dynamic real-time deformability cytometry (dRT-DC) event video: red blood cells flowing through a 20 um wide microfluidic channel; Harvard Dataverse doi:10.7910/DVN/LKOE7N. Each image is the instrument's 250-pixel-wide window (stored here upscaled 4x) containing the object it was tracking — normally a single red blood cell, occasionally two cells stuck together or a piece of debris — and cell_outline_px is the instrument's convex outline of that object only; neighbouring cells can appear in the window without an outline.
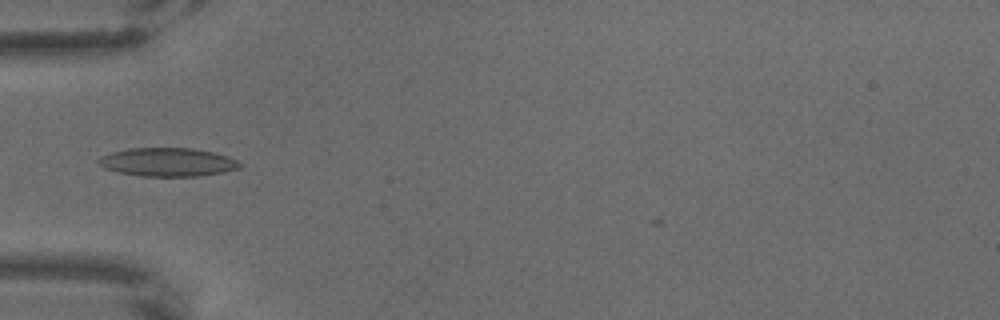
{"species": "common noctule bat (a hibernating species)", "species_latin": "Nyctalus noctula", "temperature_condition": "warm", "stored_images_in_passage": 10, "camera_frame_rate_fps": 3000, "um_per_image_px": 0.085, "animal": {"sex": "male", "body_mass_g": 18.8}, "frame": {"image": 1, "passage_image": 6, "time_ms": 1.667, "image_size_px": [1000, 320], "cell_outline_px": [[244, 164], [240, 168], [224, 172], [200, 176], [140, 176], [120, 172], [104, 168], [96, 160], [100, 156], [112, 152], [128, 148], [192, 148], [212, 152], [228, 156]], "centroid_in_image_um": [14.27, 13.78], "position_along_channel_um": 70.7, "area_um2": 23.52}}
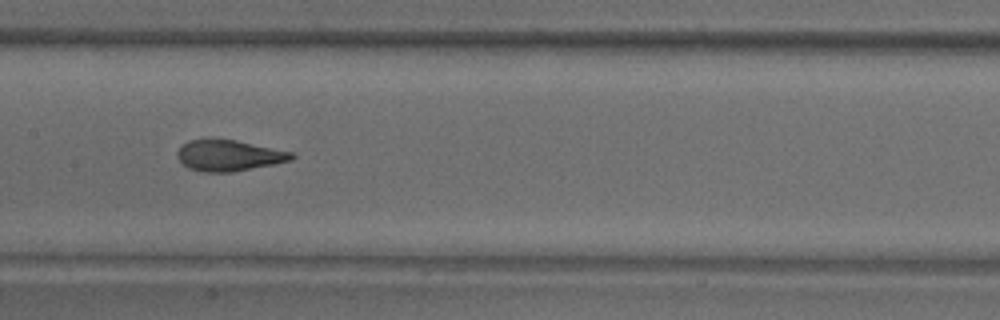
{"frame": {"image": 2, "passage_image": 9, "time_ms": 2.667, "image_size_px": [1000, 320], "cell_outline_px": [[296, 156], [292, 160], [276, 164], [232, 172], [204, 172], [188, 168], [176, 156], [176, 152], [188, 140], [204, 136], [236, 140], [292, 152]], "centroid_in_image_um": [19.43, 13.19], "position_along_channel_um": 188.0, "area_um2": 21.15}}
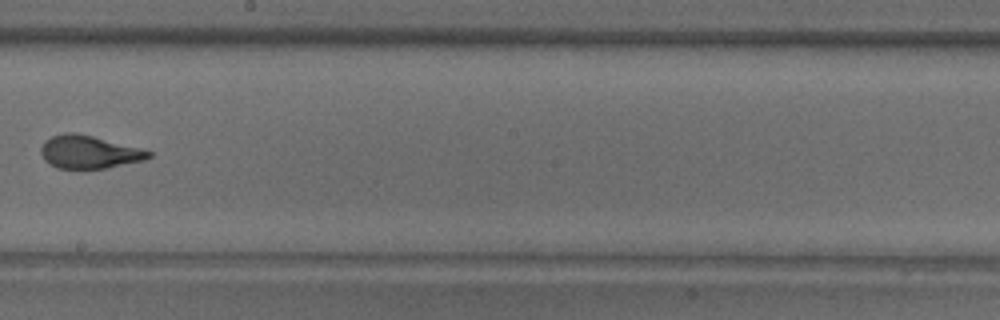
{"frame": {"image": 3, "passage_image": 10, "time_ms": 3.0, "image_size_px": [1000, 320], "cell_outline_px": [[152, 156], [144, 160], [104, 168], [56, 168], [44, 160], [40, 152], [40, 148], [44, 140], [52, 136], [64, 132], [76, 132], [92, 136], [152, 152]], "centroid_in_image_um": [7.49, 12.91], "position_along_channel_um": 240.7, "area_um2": 20.4}}